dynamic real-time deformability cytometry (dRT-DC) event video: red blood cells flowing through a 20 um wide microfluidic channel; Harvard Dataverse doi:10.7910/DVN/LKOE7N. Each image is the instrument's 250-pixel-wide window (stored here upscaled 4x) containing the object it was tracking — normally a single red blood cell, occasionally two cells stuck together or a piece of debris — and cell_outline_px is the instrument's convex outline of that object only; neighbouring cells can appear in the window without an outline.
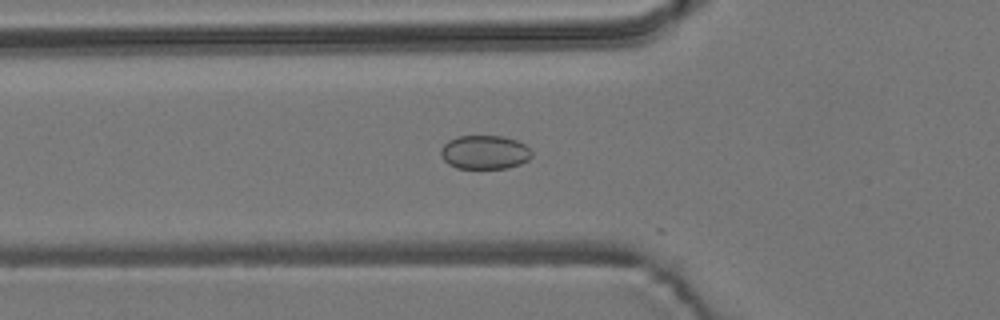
{"species": "common noctule bat (a hibernating species)", "species_latin": "Nyctalus noctula", "temperature_condition": "room temperature", "stored_images_in_passage": 31, "camera_frame_rate_fps": 3000, "um_per_image_px": 0.085, "animal": {"sex": "male", "body_mass_g": 19.2, "forearm_length_mm": 51.8}, "frame": {"image": 1, "passage_image": 19, "time_ms": 6.0, "image_size_px": [1000, 320], "cell_outline_px": [[532, 156], [528, 160], [520, 164], [508, 168], [456, 168], [448, 164], [444, 160], [440, 152], [440, 148], [448, 140], [456, 136], [504, 136], [516, 140], [524, 144], [532, 152]], "centroid_in_image_um": [41.18, 12.94], "position_along_channel_um": 84.6, "area_um2": 18.03}}
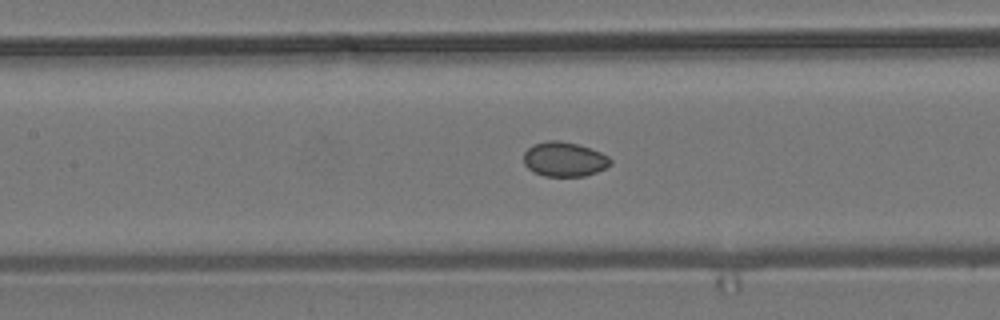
{"frame": {"image": 2, "passage_image": 25, "time_ms": 8.0, "image_size_px": [1000, 320], "cell_outline_px": [[612, 164], [596, 172], [584, 176], [544, 176], [528, 168], [524, 164], [524, 152], [532, 144], [548, 140], [560, 140], [576, 144], [600, 152], [608, 156], [612, 160]], "centroid_in_image_um": [47.95, 13.53], "position_along_channel_um": 159.4, "area_um2": 17.4}}
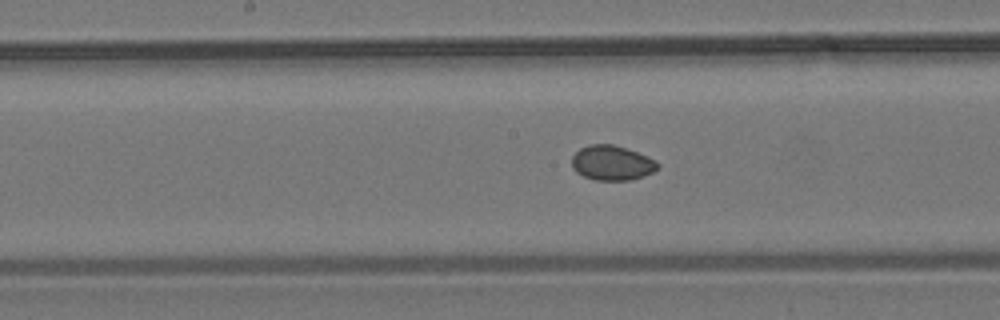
{"frame": {"image": 3, "passage_image": 28, "time_ms": 9.0, "image_size_px": [1000, 320], "cell_outline_px": [[660, 168], [644, 176], [632, 180], [596, 180], [584, 176], [576, 172], [572, 168], [572, 156], [580, 148], [588, 144], [612, 144], [648, 156], [656, 160], [660, 164]], "centroid_in_image_um": [52.03, 13.85], "position_along_channel_um": 196.2, "area_um2": 17.51}}